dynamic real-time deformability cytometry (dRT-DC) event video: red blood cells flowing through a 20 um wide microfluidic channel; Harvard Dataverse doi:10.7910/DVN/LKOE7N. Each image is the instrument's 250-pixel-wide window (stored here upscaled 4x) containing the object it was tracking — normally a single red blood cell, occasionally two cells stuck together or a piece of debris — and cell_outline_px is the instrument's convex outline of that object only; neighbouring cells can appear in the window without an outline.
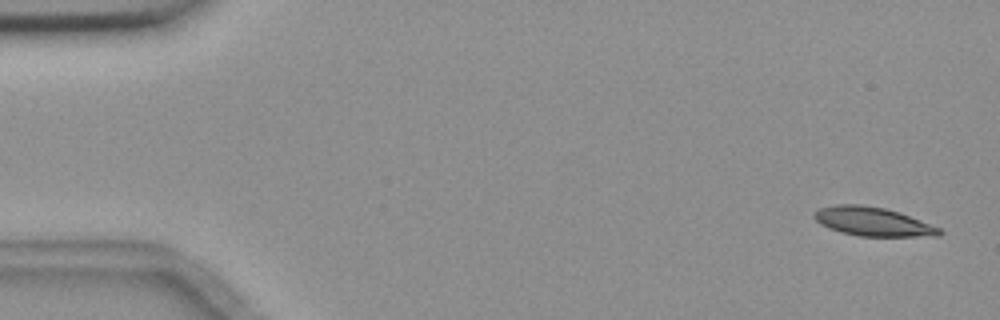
{"species": "common noctule bat (a hibernating species)", "species_latin": "Nyctalus noctula", "temperature_condition": "room temperature", "stored_images_in_passage": 5, "camera_frame_rate_fps": 3000, "um_per_image_px": 0.085, "animal": {"sex": "female", "body_mass_g": 18.4}, "frame": {"image": 1, "passage_image": 1, "time_ms": 0.0, "image_size_px": [1000, 320], "cell_outline_px": [[944, 232], [940, 236], [860, 236], [840, 232], [828, 228], [820, 224], [812, 216], [816, 208], [836, 204], [860, 204], [884, 208], [900, 212], [940, 228]], "centroid_in_image_um": [74.15, 18.83], "position_along_channel_um": 10.8, "area_um2": 21.21}}
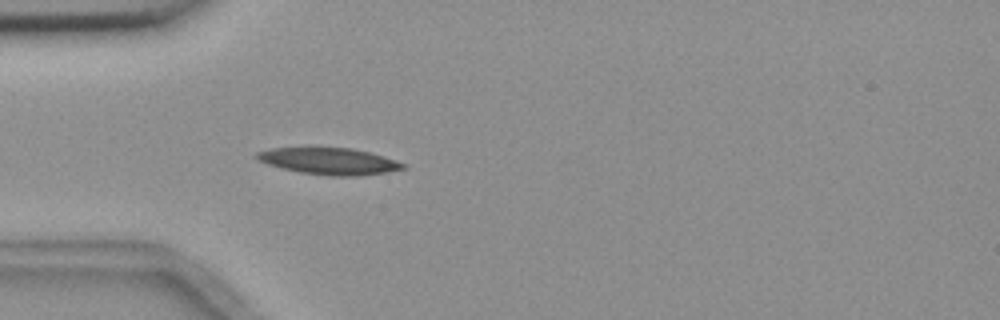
{"frame": {"image": 2, "passage_image": 5, "time_ms": 4.667, "image_size_px": [1000, 320], "cell_outline_px": [[408, 168], [388, 172], [356, 176], [328, 176], [300, 172], [268, 164], [252, 156], [256, 152], [272, 148], [352, 148], [384, 156], [408, 164]], "centroid_in_image_um": [28.04, 13.7], "position_along_channel_um": 57.0, "area_um2": 22.72}}